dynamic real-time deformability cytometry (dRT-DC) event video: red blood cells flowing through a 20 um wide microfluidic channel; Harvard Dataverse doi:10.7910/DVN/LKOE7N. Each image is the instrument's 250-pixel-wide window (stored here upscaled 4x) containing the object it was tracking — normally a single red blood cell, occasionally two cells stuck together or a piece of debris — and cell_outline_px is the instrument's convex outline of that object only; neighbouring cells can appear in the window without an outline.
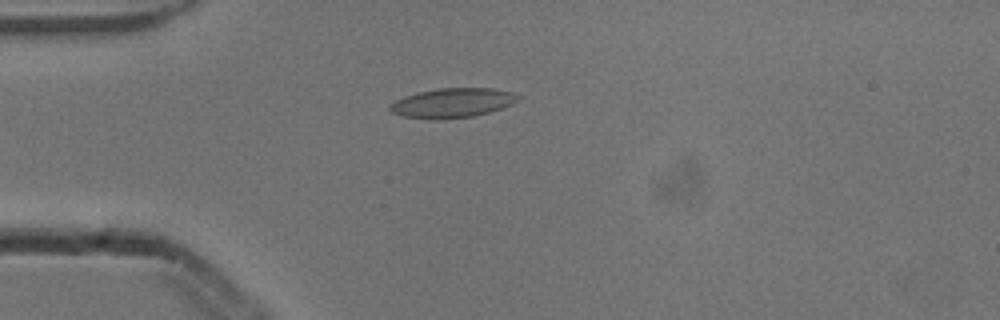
{"species": "common noctule bat (a hibernating species)", "species_latin": "Nyctalus noctula", "temperature_condition": "cold", "stored_images_in_passage": 2, "camera_frame_rate_fps": 3000, "um_per_image_px": 0.085, "animal": {"sex": "male", "body_mass_g": 13.3}, "frame": {"image": 1, "passage_image": 2, "time_ms": 0.333, "image_size_px": [1000, 320], "cell_outline_px": [[520, 100], [512, 104], [488, 112], [472, 116], [432, 120], [404, 116], [392, 112], [388, 108], [388, 104], [404, 96], [416, 92], [436, 88], [492, 88], [512, 92], [520, 96]], "centroid_in_image_um": [38.43, 8.73], "position_along_channel_um": 46.6, "area_um2": 22.08}}